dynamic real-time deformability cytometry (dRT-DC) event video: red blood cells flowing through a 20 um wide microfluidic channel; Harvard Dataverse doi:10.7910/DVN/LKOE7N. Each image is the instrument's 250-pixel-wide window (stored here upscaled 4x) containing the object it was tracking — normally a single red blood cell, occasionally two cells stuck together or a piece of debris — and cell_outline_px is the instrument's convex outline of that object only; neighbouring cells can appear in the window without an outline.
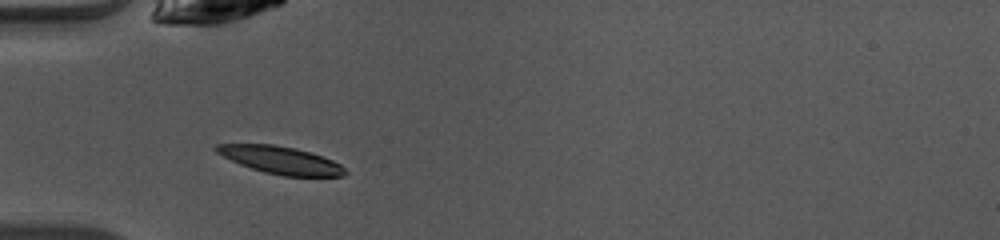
{"species": "common noctule bat (a hibernating species)", "species_latin": "Nyctalus noctula", "temperature_condition": "warm", "stored_images_in_passage": 36, "camera_frame_rate_fps": 3000, "um_per_image_px": 0.085, "animal": {"sex": "female", "body_mass_g": 10.0, "forearm_length_mm": 53.1}, "frame": {"image": 1, "passage_image": 4, "time_ms": 1.0, "image_size_px": [1000, 240], "cell_outline_px": [[348, 172], [344, 176], [284, 176], [264, 172], [240, 164], [216, 152], [212, 148], [216, 144], [272, 144], [296, 148], [332, 160], [340, 164]], "centroid_in_image_um": [23.85, 13.61], "position_along_channel_um": 61.1, "area_um2": 20.4}}
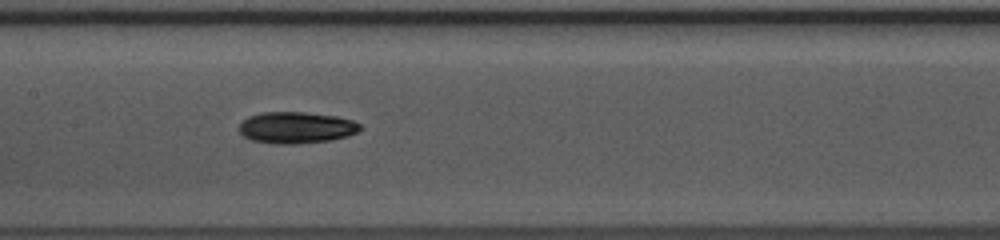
{"frame": {"image": 2, "passage_image": 13, "time_ms": 4.0, "image_size_px": [1000, 240], "cell_outline_px": [[364, 128], [348, 136], [332, 140], [296, 144], [272, 144], [252, 140], [244, 136], [240, 132], [240, 124], [248, 116], [260, 112], [304, 112], [336, 116], [352, 120], [360, 124]], "centroid_in_image_um": [25.2, 10.85], "position_along_channel_um": 182.2, "area_um2": 22.37}}
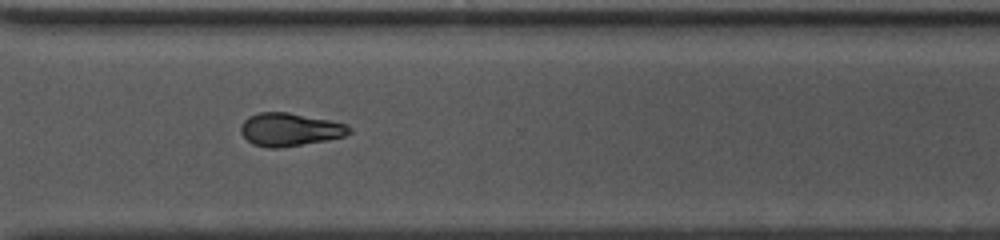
{"frame": {"image": 3, "passage_image": 25, "time_ms": 8.0, "image_size_px": [1000, 240], "cell_outline_px": [[352, 132], [344, 136], [328, 140], [280, 148], [268, 148], [252, 144], [240, 132], [240, 124], [248, 116], [260, 112], [288, 112], [348, 124], [352, 128]], "centroid_in_image_um": [24.63, 11.01], "position_along_channel_um": 346.0, "area_um2": 21.04}, "authors_computed_cell_mechanics": {"area_um2": 20.8369, "velocity_mm_per_s": 4.1157, "shape_relaxation_time_tau1_ms": 3.5135, "shape_relaxation_time_tau2_ms": 7.4869, "deformation_change_tau1": 0.1261, "deformation_change_tau2": 0.1706}}